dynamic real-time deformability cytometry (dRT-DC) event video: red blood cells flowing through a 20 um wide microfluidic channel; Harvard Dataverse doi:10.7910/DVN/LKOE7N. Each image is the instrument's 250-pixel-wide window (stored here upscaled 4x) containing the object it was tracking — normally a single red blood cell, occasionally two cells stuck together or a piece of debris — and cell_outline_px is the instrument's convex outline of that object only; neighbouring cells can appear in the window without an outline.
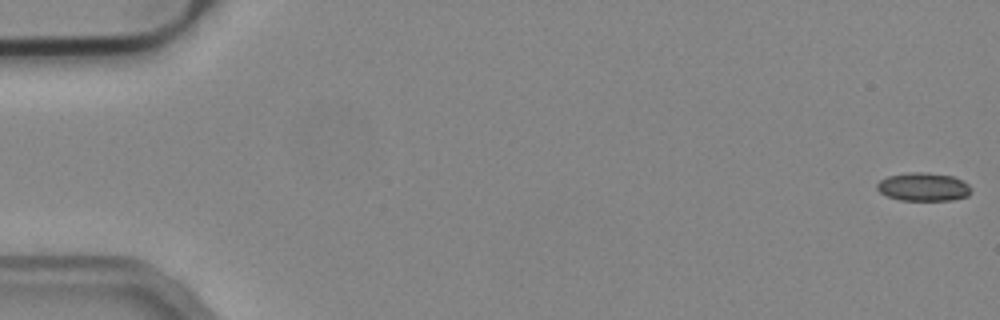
{"species": "common noctule bat (a hibernating species)", "species_latin": "Nyctalus noctula", "temperature_condition": "cold", "stored_images_in_passage": 12, "camera_frame_rate_fps": 3000, "um_per_image_px": 0.085, "animal": {"sex": "male", "body_mass_g": 19.2, "forearm_length_mm": 51.8}, "frame": {"image": 1, "passage_image": 1, "time_ms": 0.0, "image_size_px": [1000, 320], "cell_outline_px": [[972, 188], [968, 196], [952, 200], [900, 200], [888, 196], [880, 192], [876, 188], [876, 184], [880, 180], [888, 176], [908, 172], [928, 172], [952, 176], [968, 184]], "centroid_in_image_um": [78.48, 15.88], "position_along_channel_um": 6.5, "area_um2": 15.55}}